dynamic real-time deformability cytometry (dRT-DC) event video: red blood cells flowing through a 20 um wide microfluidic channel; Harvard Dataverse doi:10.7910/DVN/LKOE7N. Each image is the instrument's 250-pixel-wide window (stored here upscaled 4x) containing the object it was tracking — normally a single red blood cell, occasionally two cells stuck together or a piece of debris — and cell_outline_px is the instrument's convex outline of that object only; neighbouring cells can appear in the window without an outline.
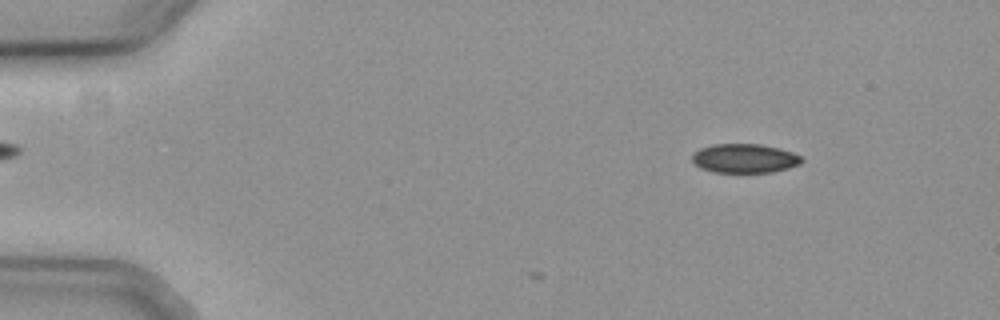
{"species": "common noctule bat (a hibernating species)", "species_latin": "Nyctalus noctula", "temperature_condition": "cold", "stored_images_in_passage": 7, "camera_frame_rate_fps": 3000, "um_per_image_px": 0.085, "animal": {"sex": "female", "body_mass_g": 19.3, "forearm_length_mm": 54.1}, "frame": {"image": 1, "passage_image": 7, "time_ms": 2.0, "image_size_px": [1000, 320], "cell_outline_px": [[804, 160], [800, 164], [788, 168], [772, 172], [712, 172], [700, 168], [692, 160], [692, 152], [700, 148], [712, 144], [760, 144], [780, 148], [792, 152], [800, 156]], "centroid_in_image_um": [63.27, 13.45], "position_along_channel_um": 21.7, "area_um2": 18.67}}